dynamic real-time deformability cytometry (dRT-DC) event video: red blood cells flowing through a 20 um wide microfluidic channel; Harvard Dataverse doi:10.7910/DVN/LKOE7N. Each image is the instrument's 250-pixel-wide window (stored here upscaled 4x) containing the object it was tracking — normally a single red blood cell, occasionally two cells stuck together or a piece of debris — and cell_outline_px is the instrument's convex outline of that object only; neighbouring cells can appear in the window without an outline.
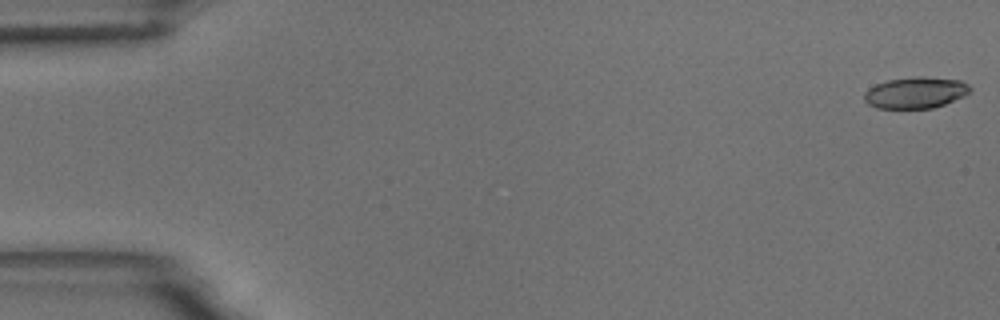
{"species": "common noctule bat (a hibernating species)", "species_latin": "Nyctalus noctula", "temperature_condition": "room temperature", "stored_images_in_passage": 56, "camera_frame_rate_fps": 3000, "um_per_image_px": 0.085, "animal": {"sex": "male", "body_mass_g": 18.8}, "frame": {"image": 1, "passage_image": 1, "time_ms": 0.0, "image_size_px": [1000, 320], "cell_outline_px": [[972, 88], [964, 96], [944, 104], [932, 108], [876, 108], [868, 104], [864, 100], [864, 92], [868, 88], [876, 84], [888, 80], [920, 76], [924, 76], [960, 80], [968, 84]], "centroid_in_image_um": [77.81, 7.87], "position_along_channel_um": 7.2, "area_um2": 19.31}}
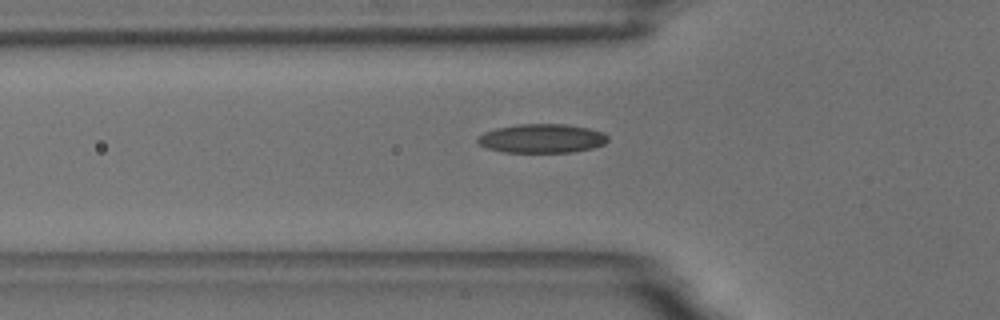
{"frame": {"image": 2, "passage_image": 19, "time_ms": 6.0, "image_size_px": [1000, 320], "cell_outline_px": [[608, 140], [604, 144], [592, 148], [572, 152], [504, 152], [488, 148], [480, 144], [476, 140], [476, 136], [484, 132], [496, 128], [516, 124], [568, 124], [588, 128], [604, 132], [608, 136]], "centroid_in_image_um": [46.06, 11.76], "position_along_channel_um": 79.7, "area_um2": 22.08}}
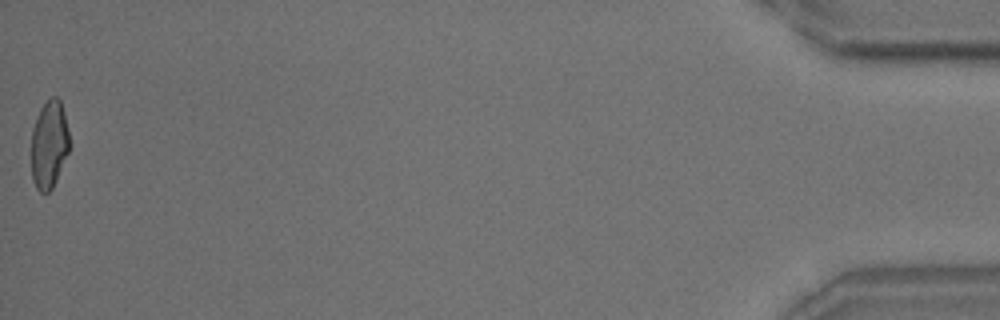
{"frame": {"image": 3, "passage_image": 56, "time_ms": 18.333, "image_size_px": [1000, 320], "cell_outline_px": [[72, 144], [56, 180], [52, 188], [48, 192], [40, 192], [36, 188], [32, 180], [32, 128], [40, 108], [52, 96], [56, 96], [60, 100], [64, 112]], "centroid_in_image_um": [4.2, 12.27], "position_along_channel_um": 431.0, "area_um2": 19.71}, "authors_computed_cell_mechanics": {"area_um2": 20.3456, "velocity_mm_per_s": 3.6258, "shape_relaxation_time_tau1_ms": 4.7496, "shape_relaxation_time_tau2_ms": 2.8315, "deformation_change_tau1": 0.1475, "deformation_change_tau2": 0.0855}}